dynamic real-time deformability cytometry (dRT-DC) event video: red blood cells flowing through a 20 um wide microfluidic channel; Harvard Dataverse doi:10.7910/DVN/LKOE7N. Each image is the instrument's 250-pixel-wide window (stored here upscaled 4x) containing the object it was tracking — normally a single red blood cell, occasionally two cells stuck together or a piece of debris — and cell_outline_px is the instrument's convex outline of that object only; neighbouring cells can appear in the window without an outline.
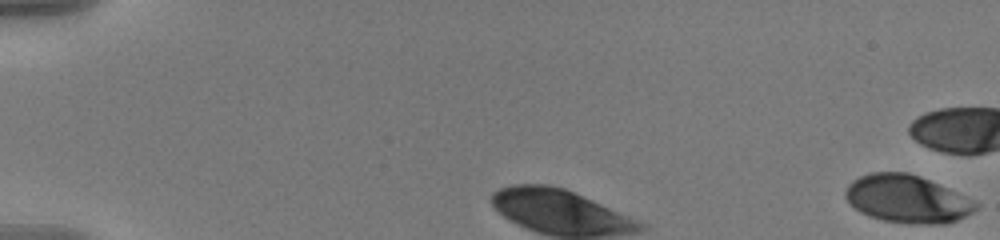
{"species": "human", "species_latin": "Homo sapiens", "temperature_condition": "warm", "stored_images_in_passage": 14, "camera_frame_rate_fps": 3000, "um_per_image_px": 0.085, "donor": {"sex": "male"}, "frame": {"image": 1, "passage_image": 1, "time_ms": 0.0, "image_size_px": [1000, 240], "cell_outline_px": [[980, 204], [972, 212], [956, 220], [944, 224], [912, 224], [884, 220], [868, 216], [860, 212], [844, 196], [844, 192], [848, 184], [852, 180], [860, 176], [872, 172], [908, 172], [920, 176], [956, 192]], "centroid_in_image_um": [77.08, 16.91], "position_along_channel_um": 7.9, "area_um2": 36.01}}